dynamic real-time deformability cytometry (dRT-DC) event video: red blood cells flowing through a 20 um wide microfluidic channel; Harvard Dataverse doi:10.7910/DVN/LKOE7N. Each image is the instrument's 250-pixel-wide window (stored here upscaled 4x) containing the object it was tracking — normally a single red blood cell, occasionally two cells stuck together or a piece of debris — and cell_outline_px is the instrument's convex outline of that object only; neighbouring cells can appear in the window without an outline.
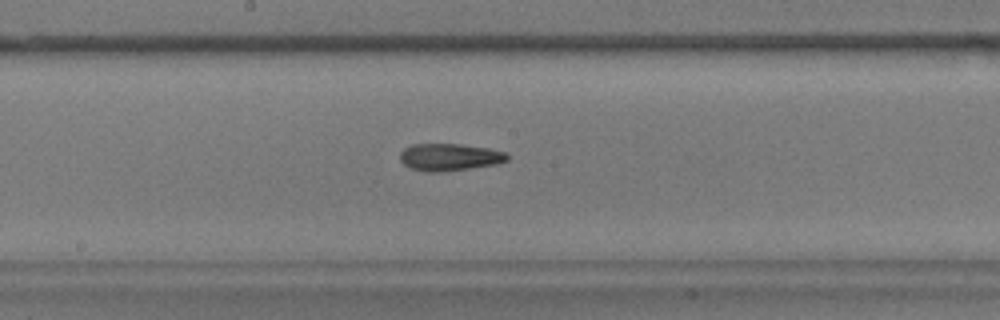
{"species": "common noctule bat (a hibernating species)", "species_latin": "Nyctalus noctula", "temperature_condition": "warm", "stored_images_in_passage": 52, "camera_frame_rate_fps": 3000, "um_per_image_px": 0.085, "animal": {"sex": "male", "body_mass_g": 17.9}, "frame": {"image": 1, "passage_image": 29, "time_ms": 9.333, "image_size_px": [1000, 320], "cell_outline_px": [[508, 160], [496, 164], [440, 172], [424, 172], [412, 168], [404, 164], [400, 160], [400, 152], [404, 148], [412, 144], [460, 144], [488, 148], [504, 152], [508, 156]], "centroid_in_image_um": [38.18, 13.35], "position_along_channel_um": 210.0, "area_um2": 16.88}}
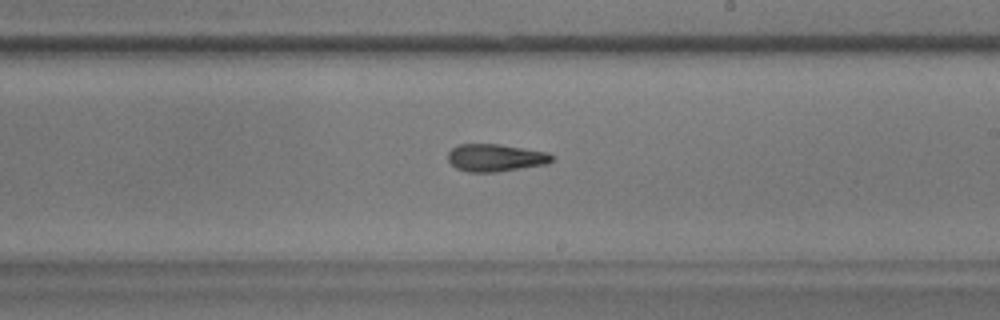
{"frame": {"image": 2, "passage_image": 32, "time_ms": 10.333, "image_size_px": [1000, 320], "cell_outline_px": [[552, 160], [548, 164], [496, 172], [468, 172], [456, 168], [448, 160], [448, 152], [452, 148], [460, 144], [500, 144], [544, 152], [552, 156]], "centroid_in_image_um": [42.07, 13.41], "position_along_channel_um": 246.9, "area_um2": 16.47}}
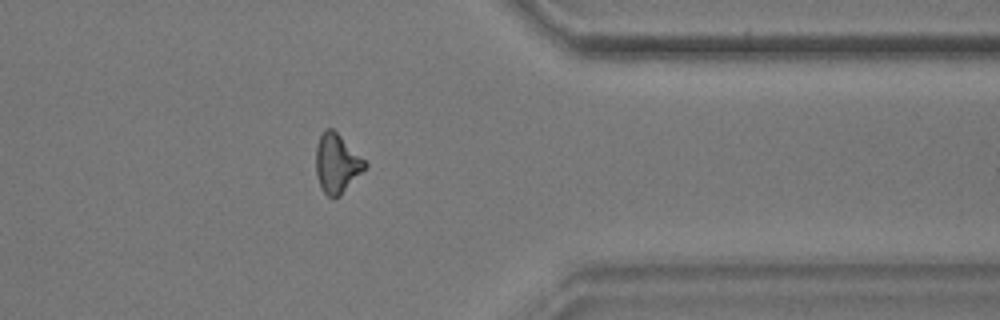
{"frame": {"image": 3, "passage_image": 44, "time_ms": 14.333, "image_size_px": [1000, 320], "cell_outline_px": [[368, 164], [340, 196], [332, 200], [320, 188], [316, 172], [316, 144], [324, 128], [332, 128]], "centroid_in_image_um": [28.59, 13.91], "position_along_channel_um": 382.8, "area_um2": 16.65}, "authors_computed_cell_mechanics": {"area_um2": 16.6464, "velocity_mm_per_s": 3.7031, "shape_relaxation_time_tau1_ms": null, "shape_relaxation_time_tau2_ms": 5.624, "deformation_change_tau1": null, "deformation_change_tau2": 0.1527}}